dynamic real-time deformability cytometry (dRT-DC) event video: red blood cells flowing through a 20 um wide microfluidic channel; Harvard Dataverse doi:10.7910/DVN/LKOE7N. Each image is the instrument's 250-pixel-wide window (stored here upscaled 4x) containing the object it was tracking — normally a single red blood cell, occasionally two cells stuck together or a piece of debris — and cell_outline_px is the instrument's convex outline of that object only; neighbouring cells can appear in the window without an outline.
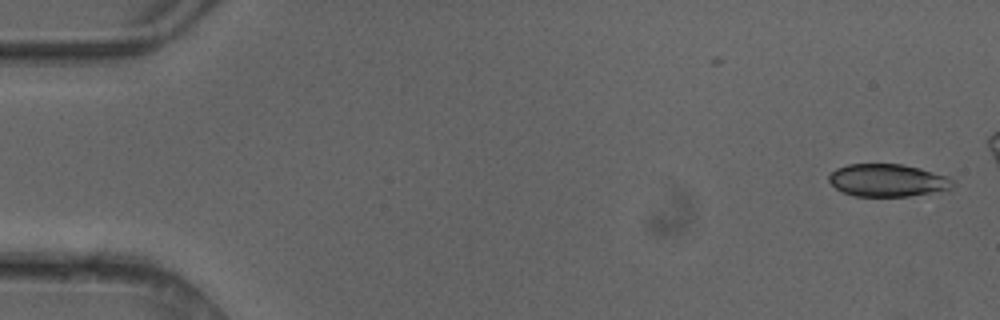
{"species": "common noctule bat (a hibernating species)", "species_latin": "Nyctalus noctula", "temperature_condition": "cold", "stored_images_in_passage": 5, "camera_frame_rate_fps": 3000, "um_per_image_px": 0.085, "animal": {"sex": "female"}, "frame": {"image": 1, "passage_image": 1, "time_ms": 0.0, "image_size_px": [1000, 320], "cell_outline_px": [[952, 184], [948, 192], [908, 196], [856, 196], [844, 192], [836, 188], [828, 180], [828, 176], [836, 168], [848, 164], [900, 164], [920, 168], [948, 176], [952, 180]], "centroid_in_image_um": [75.49, 15.33], "position_along_channel_um": 9.5, "area_um2": 23.7}}